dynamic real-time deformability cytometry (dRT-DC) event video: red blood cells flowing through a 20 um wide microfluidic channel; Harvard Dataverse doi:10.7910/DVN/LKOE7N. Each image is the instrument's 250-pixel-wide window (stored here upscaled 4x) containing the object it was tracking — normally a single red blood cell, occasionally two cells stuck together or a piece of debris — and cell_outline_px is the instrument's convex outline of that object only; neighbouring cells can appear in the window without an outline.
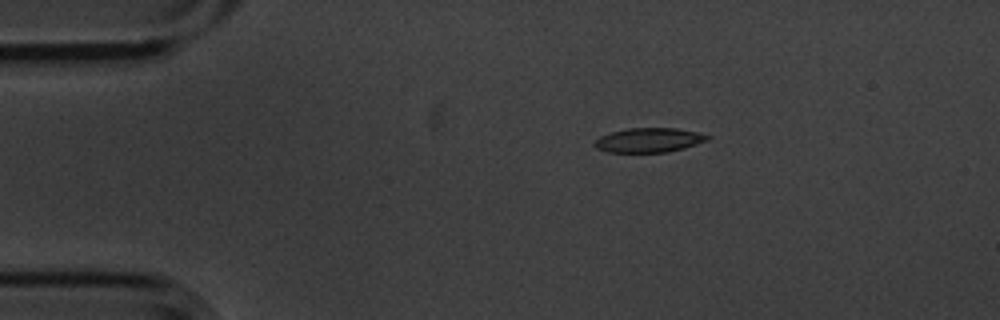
{"species": "common noctule bat (a hibernating species)", "species_latin": "Nyctalus noctula", "temperature_condition": "cold", "stored_images_in_passage": 9, "camera_frame_rate_fps": 3000, "um_per_image_px": 0.085, "animal": {"sex": "male", "body_mass_g": 20.1, "forearm_length_mm": 53.5}, "frame": {"image": 1, "passage_image": 1, "time_ms": 0.0, "image_size_px": [1000, 320], "cell_outline_px": [[712, 136], [708, 140], [684, 148], [668, 152], [608, 152], [596, 148], [592, 144], [600, 136], [612, 132], [628, 128], [676, 128], [696, 132]], "centroid_in_image_um": [55.15, 11.91], "position_along_channel_um": 29.8, "area_um2": 16.01}}
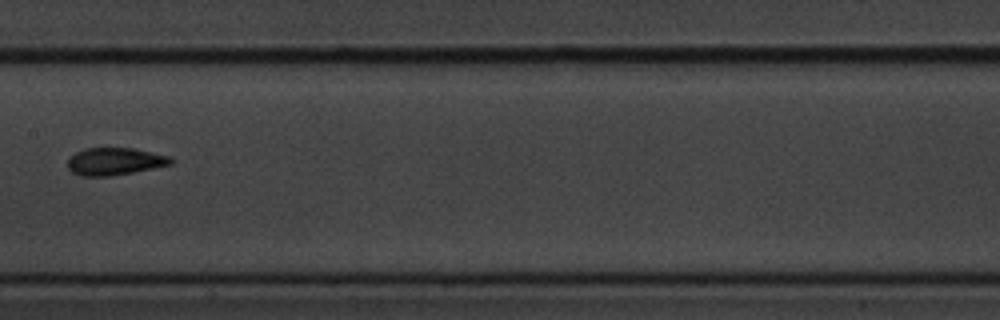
{"frame": {"image": 2, "passage_image": 6, "time_ms": 1.667, "image_size_px": [1000, 320], "cell_outline_px": [[172, 164], [132, 172], [108, 176], [80, 176], [72, 172], [68, 168], [68, 156], [84, 148], [132, 148], [168, 156], [172, 160]], "centroid_in_image_um": [9.68, 13.72], "position_along_channel_um": 197.7, "area_um2": 16.3}}
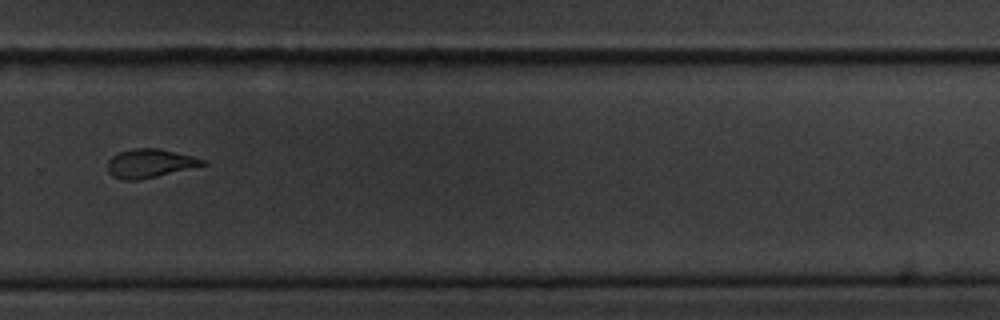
{"frame": {"image": 3, "passage_image": 9, "time_ms": 2.667, "image_size_px": [1000, 320], "cell_outline_px": [[208, 164], [140, 180], [124, 180], [112, 176], [108, 172], [108, 160], [112, 156], [120, 152], [132, 148], [156, 148], [192, 156], [204, 160]], "centroid_in_image_um": [12.7, 13.89], "position_along_channel_um": 317.1, "area_um2": 15.72}}